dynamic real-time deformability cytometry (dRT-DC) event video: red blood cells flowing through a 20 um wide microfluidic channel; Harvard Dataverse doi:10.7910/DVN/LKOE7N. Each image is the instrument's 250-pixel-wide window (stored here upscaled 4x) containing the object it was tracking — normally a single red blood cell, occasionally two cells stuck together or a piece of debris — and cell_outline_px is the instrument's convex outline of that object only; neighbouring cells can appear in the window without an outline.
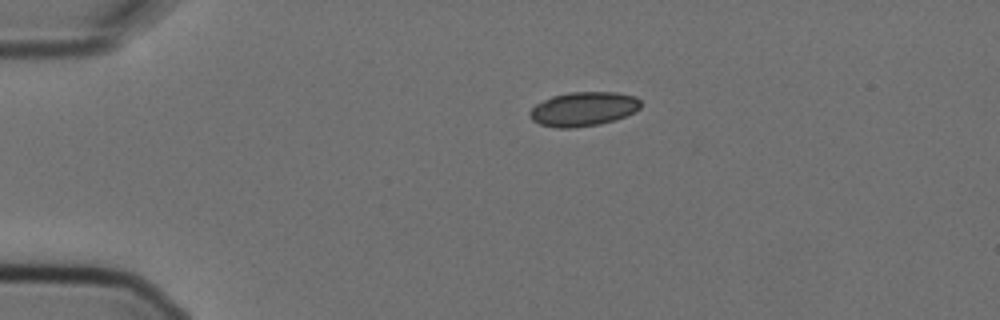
{"species": "Egyptian fruit bat (a non-hibernating species)", "species_latin": "Rousettus aegyptiacus", "temperature_condition": "cold", "stored_images_in_passage": 3, "camera_frame_rate_fps": 3000, "um_per_image_px": 0.085, "animal": {"sex": "female"}, "frame": {"image": 1, "passage_image": 1, "time_ms": 0.0, "image_size_px": [1000, 320], "cell_outline_px": [[640, 108], [616, 120], [600, 124], [572, 128], [556, 128], [540, 124], [532, 120], [528, 116], [528, 112], [536, 104], [552, 96], [572, 92], [616, 92], [636, 96], [640, 100]], "centroid_in_image_um": [49.57, 9.27], "position_along_channel_um": 35.4, "area_um2": 22.14}}
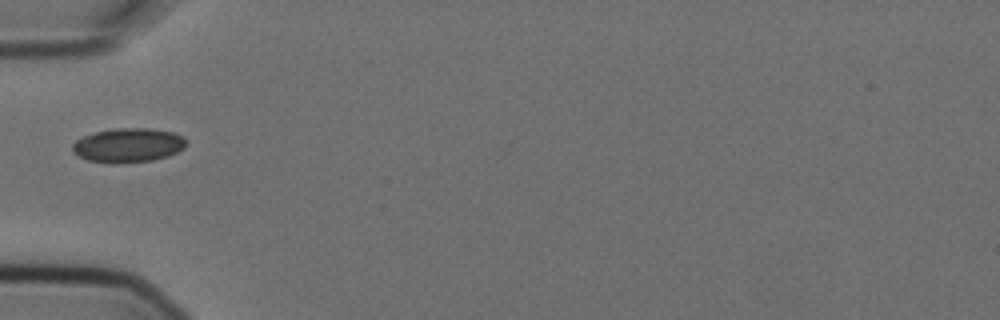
{"frame": {"image": 2, "passage_image": 3, "time_ms": 0.667, "image_size_px": [1000, 320], "cell_outline_px": [[188, 144], [184, 148], [168, 156], [152, 160], [120, 164], [112, 164], [88, 160], [72, 152], [72, 144], [76, 140], [84, 136], [96, 132], [116, 128], [148, 128], [172, 132], [180, 136]], "centroid_in_image_um": [10.88, 12.36], "position_along_channel_um": 74.1, "area_um2": 22.66}}